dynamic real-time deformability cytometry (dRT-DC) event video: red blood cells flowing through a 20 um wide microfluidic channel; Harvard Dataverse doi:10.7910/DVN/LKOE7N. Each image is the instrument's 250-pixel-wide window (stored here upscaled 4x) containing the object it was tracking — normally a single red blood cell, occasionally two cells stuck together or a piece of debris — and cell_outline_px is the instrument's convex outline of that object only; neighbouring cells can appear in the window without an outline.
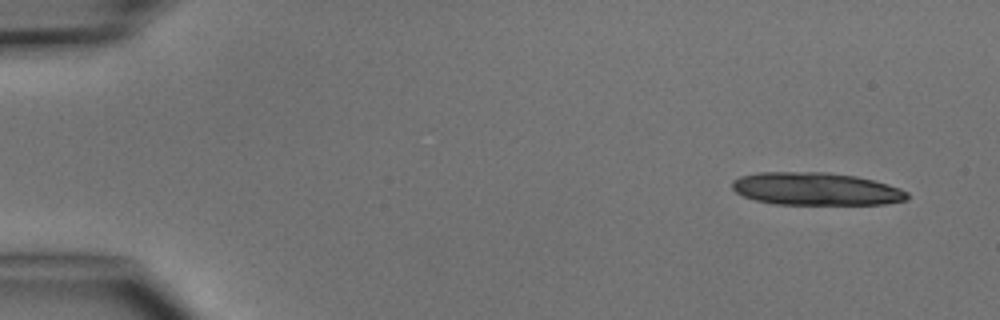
{"species": "common noctule bat (a hibernating species)", "species_latin": "Nyctalus noctula", "temperature_condition": "cold", "stored_images_in_passage": 4, "camera_frame_rate_fps": 3000, "um_per_image_px": 0.085, "animal": {"sex": "male", "body_mass_g": 15.6}, "frame": {"image": 1, "passage_image": 1, "time_ms": 0.0, "image_size_px": [1000, 320], "cell_outline_px": [[908, 200], [884, 204], [776, 204], [756, 200], [744, 196], [736, 192], [732, 188], [732, 180], [740, 176], [760, 172], [828, 172], [856, 176], [888, 184], [900, 188], [908, 192]], "centroid_in_image_um": [69.36, 16.05], "position_along_channel_um": 15.6, "area_um2": 33.41}}
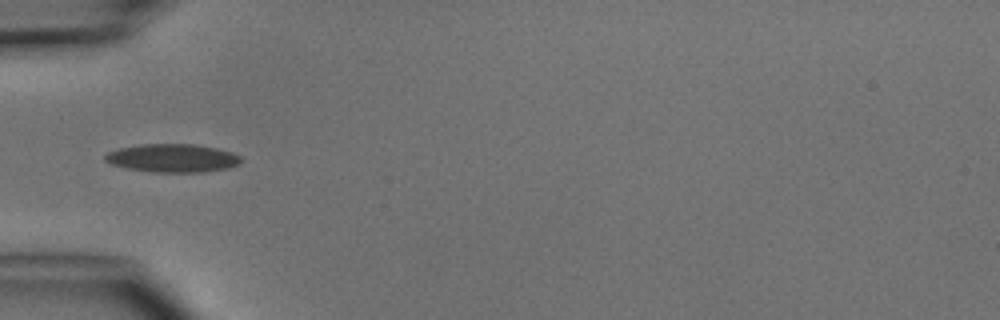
{"frame": {"image": 2, "passage_image": 4, "time_ms": 4.333, "image_size_px": [1000, 320], "cell_outline_px": [[240, 164], [228, 168], [204, 172], [152, 172], [124, 168], [112, 164], [104, 160], [104, 156], [108, 152], [120, 148], [140, 144], [192, 144], [216, 148], [232, 152], [240, 156]], "centroid_in_image_um": [14.65, 13.44], "position_along_channel_um": 70.3, "area_um2": 22.43}}